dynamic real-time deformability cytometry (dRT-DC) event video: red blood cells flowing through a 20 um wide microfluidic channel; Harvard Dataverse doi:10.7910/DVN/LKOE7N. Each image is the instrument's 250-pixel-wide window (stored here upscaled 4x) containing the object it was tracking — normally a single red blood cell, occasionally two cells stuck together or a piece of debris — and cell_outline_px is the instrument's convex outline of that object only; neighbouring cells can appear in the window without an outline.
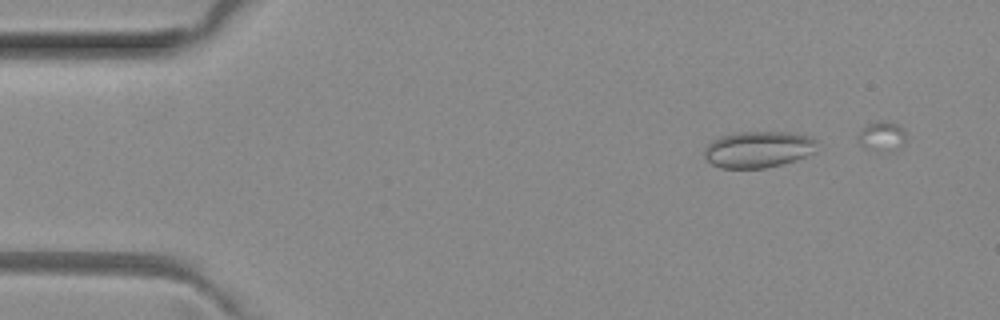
{"species": "common noctule bat (a hibernating species)", "species_latin": "Nyctalus noctula", "temperature_condition": "room temperature", "stored_images_in_passage": 5, "camera_frame_rate_fps": 3000, "um_per_image_px": 0.085, "animal": {"sex": "female", "body_mass_g": 29.2, "forearm_length_mm": 56.3}, "frame": {"image": 1, "passage_image": 2, "time_ms": 0.333, "image_size_px": [1000, 320], "cell_outline_px": [[816, 152], [796, 160], [764, 168], [720, 168], [712, 164], [704, 156], [704, 148], [712, 140], [720, 136], [740, 132], [792, 132], [808, 136], [816, 140]], "centroid_in_image_um": [64.45, 12.69], "position_along_channel_um": 20.5, "area_um2": 23.99}}